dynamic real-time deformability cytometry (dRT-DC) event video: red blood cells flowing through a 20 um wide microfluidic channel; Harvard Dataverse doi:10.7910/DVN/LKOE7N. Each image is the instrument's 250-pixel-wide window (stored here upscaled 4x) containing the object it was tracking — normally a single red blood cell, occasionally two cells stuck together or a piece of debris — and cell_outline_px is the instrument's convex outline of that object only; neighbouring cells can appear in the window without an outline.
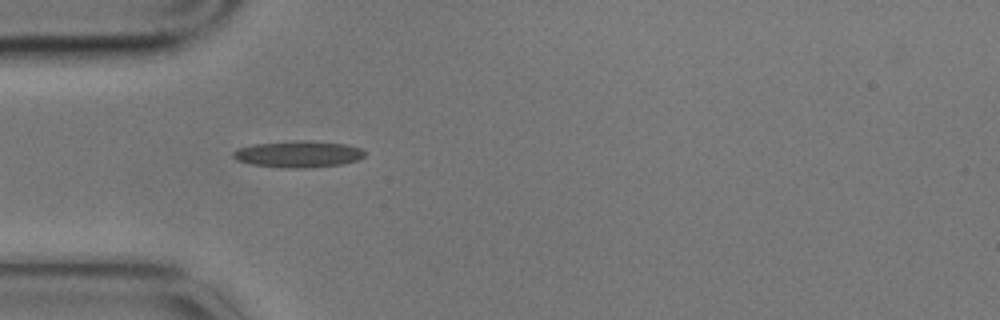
{"species": "common noctule bat (a hibernating species)", "species_latin": "Nyctalus noctula", "temperature_condition": "cold", "stored_images_in_passage": 3, "camera_frame_rate_fps": 3000, "um_per_image_px": 0.085, "animal": {"sex": "male", "body_mass_g": 17.9}, "frame": {"image": 1, "passage_image": 1, "time_ms": 0.0, "image_size_px": [1000, 320], "cell_outline_px": [[364, 156], [356, 160], [340, 164], [312, 168], [280, 168], [252, 164], [236, 160], [232, 156], [232, 152], [240, 148], [252, 144], [296, 140], [312, 140], [344, 144], [360, 148], [364, 152]], "centroid_in_image_um": [25.32, 13.1], "position_along_channel_um": 59.7, "area_um2": 20.46}}